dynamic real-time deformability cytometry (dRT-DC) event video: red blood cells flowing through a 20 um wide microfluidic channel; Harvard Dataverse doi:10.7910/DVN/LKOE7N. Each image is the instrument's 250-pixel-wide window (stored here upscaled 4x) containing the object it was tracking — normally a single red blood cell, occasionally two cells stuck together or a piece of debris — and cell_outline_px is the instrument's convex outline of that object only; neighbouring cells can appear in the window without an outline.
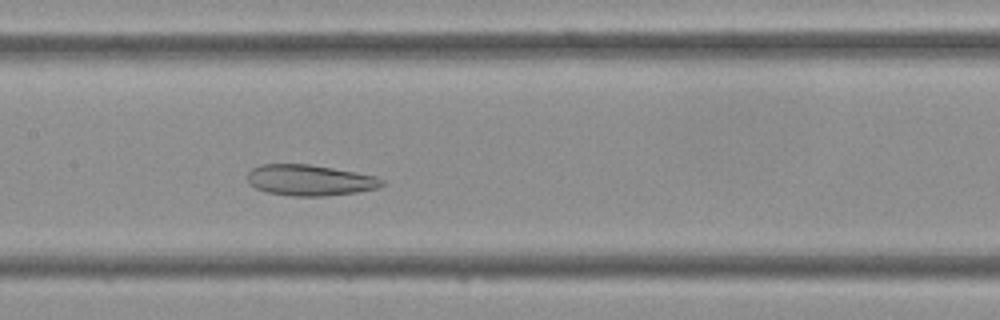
{"species": "Egyptian fruit bat (a non-hibernating species)", "species_latin": "Rousettus aegyptiacus", "temperature_condition": "cold", "stored_images_in_passage": 41, "camera_frame_rate_fps": 3000, "um_per_image_px": 0.085, "frame": {"image": 1, "passage_image": 18, "time_ms": 5.667, "image_size_px": [1000, 320], "cell_outline_px": [[384, 184], [380, 188], [356, 192], [324, 196], [292, 196], [268, 192], [256, 188], [248, 184], [248, 172], [252, 168], [260, 164], [308, 164], [332, 168], [376, 176], [384, 180]], "centroid_in_image_um": [26.33, 15.32], "position_along_channel_um": 181.1, "area_um2": 24.22}}
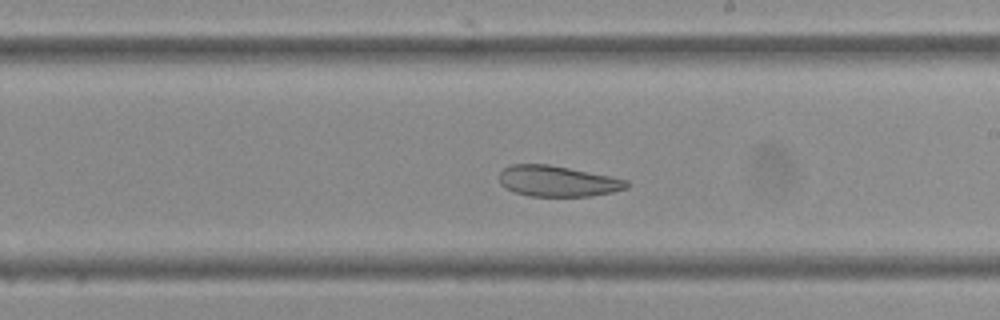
{"frame": {"image": 2, "passage_image": 22, "time_ms": 7.0, "image_size_px": [1000, 320], "cell_outline_px": [[632, 184], [628, 188], [612, 192], [592, 196], [528, 196], [504, 188], [500, 184], [500, 172], [504, 168], [512, 164], [548, 164], [628, 180]], "centroid_in_image_um": [47.4, 15.4], "position_along_channel_um": 241.6, "area_um2": 22.83}}
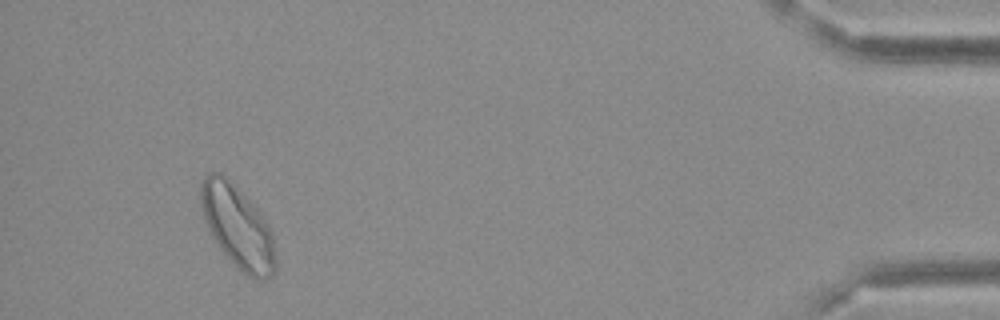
{"frame": {"image": 3, "passage_image": 38, "time_ms": 12.333, "image_size_px": [1000, 320], "cell_outline_px": [[276, 268], [272, 276], [264, 280], [252, 280], [220, 248], [208, 232], [204, 220], [200, 204], [200, 184], [204, 176], [208, 172], [220, 172], [232, 180], [264, 216], [272, 228], [276, 264]], "centroid_in_image_um": [20.2, 19.23], "position_along_channel_um": 415.0, "area_um2": 36.59}}